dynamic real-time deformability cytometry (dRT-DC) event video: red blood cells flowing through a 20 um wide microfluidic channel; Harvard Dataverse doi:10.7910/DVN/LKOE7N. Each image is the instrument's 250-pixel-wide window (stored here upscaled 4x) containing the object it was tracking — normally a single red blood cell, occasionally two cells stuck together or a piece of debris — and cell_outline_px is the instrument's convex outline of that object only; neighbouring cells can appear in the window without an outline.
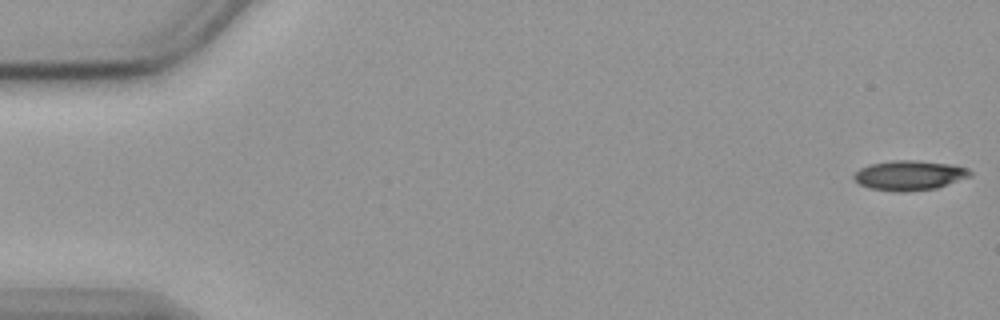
{"species": "common noctule bat (a hibernating species)", "species_latin": "Nyctalus noctula", "temperature_condition": "cold", "stored_images_in_passage": 56, "camera_frame_rate_fps": 3000, "um_per_image_px": 0.085, "animal": {"sex": "female", "body_mass_g": 19.9}, "frame": {"image": 1, "passage_image": 1, "time_ms": 0.0, "image_size_px": [1000, 320], "cell_outline_px": [[972, 176], [936, 188], [904, 192], [900, 192], [868, 188], [860, 184], [852, 176], [860, 168], [868, 164], [892, 160], [916, 160], [948, 164], [968, 168], [972, 172]], "centroid_in_image_um": [77.29, 14.9], "position_along_channel_um": 7.7, "area_um2": 20.17}}
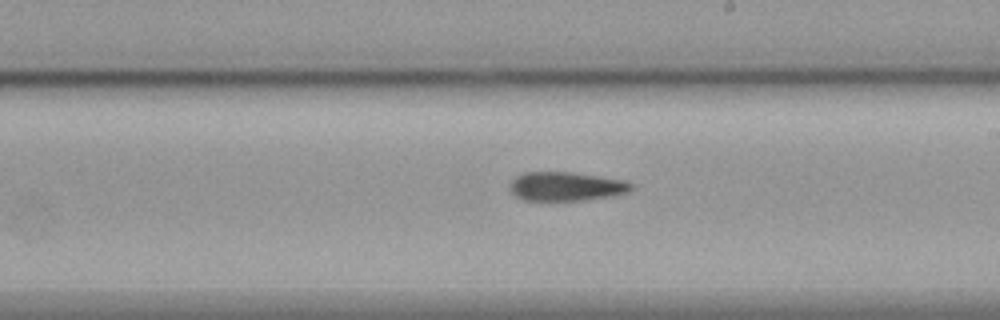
{"frame": {"image": 2, "passage_image": 32, "time_ms": 10.333, "image_size_px": [1000, 320], "cell_outline_px": [[632, 188], [628, 192], [612, 196], [584, 200], [524, 200], [516, 196], [508, 188], [512, 180], [516, 176], [524, 172], [572, 172], [628, 180], [632, 184]], "centroid_in_image_um": [48.13, 15.83], "position_along_channel_um": 240.9, "area_um2": 20.58}}
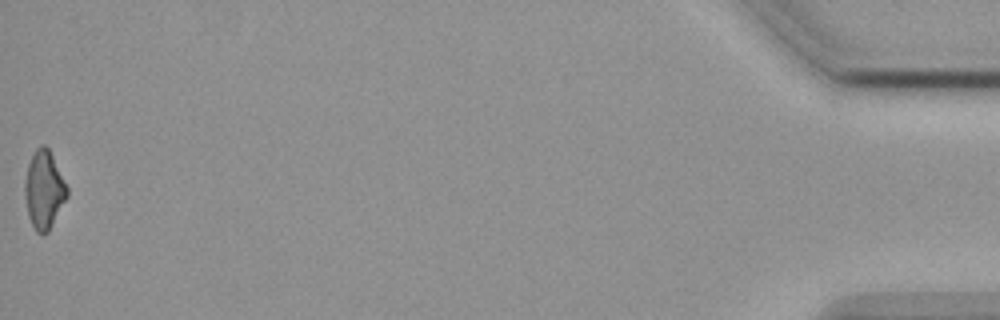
{"frame": {"image": 3, "passage_image": 56, "time_ms": 18.333, "image_size_px": [1000, 320], "cell_outline_px": [[68, 196], [48, 232], [36, 232], [28, 216], [24, 196], [24, 180], [28, 164], [36, 148], [40, 144], [44, 144], [48, 148], [68, 188]], "centroid_in_image_um": [3.72, 16.12], "position_along_channel_um": 431.5, "area_um2": 19.07}, "authors_computed_cell_mechanics": {"area_um2": 20.3456, "velocity_mm_per_s": 3.5917, "shape_relaxation_time_tau1_ms": null, "shape_relaxation_time_tau2_ms": 4.7134, "deformation_change_tau1": null, "deformation_change_tau2": 0.1652}}